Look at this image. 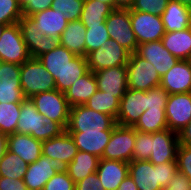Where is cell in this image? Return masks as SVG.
Returning <instances> with one entry per match:
<instances>
[{"instance_id": "6da1fadb", "label": "cell", "mask_w": 191, "mask_h": 190, "mask_svg": "<svg viewBox=\"0 0 191 190\" xmlns=\"http://www.w3.org/2000/svg\"><path fill=\"white\" fill-rule=\"evenodd\" d=\"M177 172V161L163 164H152L149 160L129 162V175L138 190H165Z\"/></svg>"}, {"instance_id": "7a4b0ae2", "label": "cell", "mask_w": 191, "mask_h": 190, "mask_svg": "<svg viewBox=\"0 0 191 190\" xmlns=\"http://www.w3.org/2000/svg\"><path fill=\"white\" fill-rule=\"evenodd\" d=\"M63 131L57 122L39 113L29 98L21 103L16 133L28 134L43 142L59 136Z\"/></svg>"}, {"instance_id": "3957f363", "label": "cell", "mask_w": 191, "mask_h": 190, "mask_svg": "<svg viewBox=\"0 0 191 190\" xmlns=\"http://www.w3.org/2000/svg\"><path fill=\"white\" fill-rule=\"evenodd\" d=\"M116 119L105 113H100L86 107L77 105L70 107L68 132H99L113 130Z\"/></svg>"}, {"instance_id": "277c9868", "label": "cell", "mask_w": 191, "mask_h": 190, "mask_svg": "<svg viewBox=\"0 0 191 190\" xmlns=\"http://www.w3.org/2000/svg\"><path fill=\"white\" fill-rule=\"evenodd\" d=\"M20 80L26 98L56 89L54 78L37 58L30 57L21 65Z\"/></svg>"}, {"instance_id": "5b68a950", "label": "cell", "mask_w": 191, "mask_h": 190, "mask_svg": "<svg viewBox=\"0 0 191 190\" xmlns=\"http://www.w3.org/2000/svg\"><path fill=\"white\" fill-rule=\"evenodd\" d=\"M29 99L35 104L39 113L57 122L64 130L67 129L70 105L65 97V93L54 89L34 94Z\"/></svg>"}, {"instance_id": "8992f818", "label": "cell", "mask_w": 191, "mask_h": 190, "mask_svg": "<svg viewBox=\"0 0 191 190\" xmlns=\"http://www.w3.org/2000/svg\"><path fill=\"white\" fill-rule=\"evenodd\" d=\"M105 25L110 39L115 40L131 54L136 52L138 42L131 27L129 9H114L106 18Z\"/></svg>"}, {"instance_id": "52a82bcc", "label": "cell", "mask_w": 191, "mask_h": 190, "mask_svg": "<svg viewBox=\"0 0 191 190\" xmlns=\"http://www.w3.org/2000/svg\"><path fill=\"white\" fill-rule=\"evenodd\" d=\"M126 66L128 89L148 91L160 86L161 77L155 67L136 53L130 55Z\"/></svg>"}, {"instance_id": "ba28073f", "label": "cell", "mask_w": 191, "mask_h": 190, "mask_svg": "<svg viewBox=\"0 0 191 190\" xmlns=\"http://www.w3.org/2000/svg\"><path fill=\"white\" fill-rule=\"evenodd\" d=\"M30 57L19 24L6 26L0 38V60L22 65Z\"/></svg>"}, {"instance_id": "9c48e42d", "label": "cell", "mask_w": 191, "mask_h": 190, "mask_svg": "<svg viewBox=\"0 0 191 190\" xmlns=\"http://www.w3.org/2000/svg\"><path fill=\"white\" fill-rule=\"evenodd\" d=\"M130 55L131 53L115 40L109 39L105 46L95 49L86 57L89 70L97 72L105 68L126 66Z\"/></svg>"}, {"instance_id": "30bf717a", "label": "cell", "mask_w": 191, "mask_h": 190, "mask_svg": "<svg viewBox=\"0 0 191 190\" xmlns=\"http://www.w3.org/2000/svg\"><path fill=\"white\" fill-rule=\"evenodd\" d=\"M135 145V129L116 125L108 144L106 145L102 159L131 162Z\"/></svg>"}, {"instance_id": "8fae6325", "label": "cell", "mask_w": 191, "mask_h": 190, "mask_svg": "<svg viewBox=\"0 0 191 190\" xmlns=\"http://www.w3.org/2000/svg\"><path fill=\"white\" fill-rule=\"evenodd\" d=\"M67 165L60 159H50L41 155L30 163L23 178L28 190H43L46 182L57 172L66 171Z\"/></svg>"}, {"instance_id": "7c38bea8", "label": "cell", "mask_w": 191, "mask_h": 190, "mask_svg": "<svg viewBox=\"0 0 191 190\" xmlns=\"http://www.w3.org/2000/svg\"><path fill=\"white\" fill-rule=\"evenodd\" d=\"M130 19L138 45L145 42L159 41L165 34L160 15L141 11H130Z\"/></svg>"}, {"instance_id": "4fadbf2b", "label": "cell", "mask_w": 191, "mask_h": 190, "mask_svg": "<svg viewBox=\"0 0 191 190\" xmlns=\"http://www.w3.org/2000/svg\"><path fill=\"white\" fill-rule=\"evenodd\" d=\"M147 110L146 91L128 89L120 100L116 124L134 127Z\"/></svg>"}, {"instance_id": "5bb4252c", "label": "cell", "mask_w": 191, "mask_h": 190, "mask_svg": "<svg viewBox=\"0 0 191 190\" xmlns=\"http://www.w3.org/2000/svg\"><path fill=\"white\" fill-rule=\"evenodd\" d=\"M178 146V133L170 129L150 133L151 156L149 161L152 164L176 161Z\"/></svg>"}, {"instance_id": "9a60e30c", "label": "cell", "mask_w": 191, "mask_h": 190, "mask_svg": "<svg viewBox=\"0 0 191 190\" xmlns=\"http://www.w3.org/2000/svg\"><path fill=\"white\" fill-rule=\"evenodd\" d=\"M18 24L31 57L37 58L60 45V39L38 32L35 23L29 17L22 16Z\"/></svg>"}, {"instance_id": "2e32d148", "label": "cell", "mask_w": 191, "mask_h": 190, "mask_svg": "<svg viewBox=\"0 0 191 190\" xmlns=\"http://www.w3.org/2000/svg\"><path fill=\"white\" fill-rule=\"evenodd\" d=\"M165 115L168 129L178 133L191 121V92L170 94Z\"/></svg>"}, {"instance_id": "e0dca14e", "label": "cell", "mask_w": 191, "mask_h": 190, "mask_svg": "<svg viewBox=\"0 0 191 190\" xmlns=\"http://www.w3.org/2000/svg\"><path fill=\"white\" fill-rule=\"evenodd\" d=\"M0 78V103H22L26 97L21 89V65L2 63Z\"/></svg>"}, {"instance_id": "ac0fdd59", "label": "cell", "mask_w": 191, "mask_h": 190, "mask_svg": "<svg viewBox=\"0 0 191 190\" xmlns=\"http://www.w3.org/2000/svg\"><path fill=\"white\" fill-rule=\"evenodd\" d=\"M135 53L151 63L161 78L179 61L163 46L161 40L141 43Z\"/></svg>"}, {"instance_id": "d6986e66", "label": "cell", "mask_w": 191, "mask_h": 190, "mask_svg": "<svg viewBox=\"0 0 191 190\" xmlns=\"http://www.w3.org/2000/svg\"><path fill=\"white\" fill-rule=\"evenodd\" d=\"M97 90L114 95L119 101L128 90L127 66L105 68L94 72Z\"/></svg>"}, {"instance_id": "ffe728a7", "label": "cell", "mask_w": 191, "mask_h": 190, "mask_svg": "<svg viewBox=\"0 0 191 190\" xmlns=\"http://www.w3.org/2000/svg\"><path fill=\"white\" fill-rule=\"evenodd\" d=\"M76 55L59 45L57 48L37 57L40 63L52 75L56 89L64 93V70Z\"/></svg>"}, {"instance_id": "44dd1931", "label": "cell", "mask_w": 191, "mask_h": 190, "mask_svg": "<svg viewBox=\"0 0 191 190\" xmlns=\"http://www.w3.org/2000/svg\"><path fill=\"white\" fill-rule=\"evenodd\" d=\"M162 88H165L169 95L191 92V61L179 60L161 78Z\"/></svg>"}, {"instance_id": "7402d4cb", "label": "cell", "mask_w": 191, "mask_h": 190, "mask_svg": "<svg viewBox=\"0 0 191 190\" xmlns=\"http://www.w3.org/2000/svg\"><path fill=\"white\" fill-rule=\"evenodd\" d=\"M78 148L67 130L59 136L42 142V155L50 159H60L68 165L77 154Z\"/></svg>"}, {"instance_id": "603a6c76", "label": "cell", "mask_w": 191, "mask_h": 190, "mask_svg": "<svg viewBox=\"0 0 191 190\" xmlns=\"http://www.w3.org/2000/svg\"><path fill=\"white\" fill-rule=\"evenodd\" d=\"M7 150L30 164L41 157L42 142L28 134L14 133L8 135Z\"/></svg>"}, {"instance_id": "cb8c5ba5", "label": "cell", "mask_w": 191, "mask_h": 190, "mask_svg": "<svg viewBox=\"0 0 191 190\" xmlns=\"http://www.w3.org/2000/svg\"><path fill=\"white\" fill-rule=\"evenodd\" d=\"M29 18L35 23L38 32L56 39H60L68 24L64 14L52 8L36 12Z\"/></svg>"}, {"instance_id": "d4e9b609", "label": "cell", "mask_w": 191, "mask_h": 190, "mask_svg": "<svg viewBox=\"0 0 191 190\" xmlns=\"http://www.w3.org/2000/svg\"><path fill=\"white\" fill-rule=\"evenodd\" d=\"M96 173L105 190H117L129 174V163L100 158Z\"/></svg>"}, {"instance_id": "484cf974", "label": "cell", "mask_w": 191, "mask_h": 190, "mask_svg": "<svg viewBox=\"0 0 191 190\" xmlns=\"http://www.w3.org/2000/svg\"><path fill=\"white\" fill-rule=\"evenodd\" d=\"M78 151L88 152L102 158L104 149L108 144L112 130L99 132H68Z\"/></svg>"}, {"instance_id": "4316f807", "label": "cell", "mask_w": 191, "mask_h": 190, "mask_svg": "<svg viewBox=\"0 0 191 190\" xmlns=\"http://www.w3.org/2000/svg\"><path fill=\"white\" fill-rule=\"evenodd\" d=\"M165 32L182 31L191 27L190 8L176 0H169L161 15Z\"/></svg>"}, {"instance_id": "83f0119b", "label": "cell", "mask_w": 191, "mask_h": 190, "mask_svg": "<svg viewBox=\"0 0 191 190\" xmlns=\"http://www.w3.org/2000/svg\"><path fill=\"white\" fill-rule=\"evenodd\" d=\"M97 91V81L94 72L89 70L85 75L75 81V83L65 93V97L70 107L85 105L86 102Z\"/></svg>"}, {"instance_id": "f1b7e54d", "label": "cell", "mask_w": 191, "mask_h": 190, "mask_svg": "<svg viewBox=\"0 0 191 190\" xmlns=\"http://www.w3.org/2000/svg\"><path fill=\"white\" fill-rule=\"evenodd\" d=\"M163 46L179 60L191 59V27L182 31L165 32Z\"/></svg>"}, {"instance_id": "f546056e", "label": "cell", "mask_w": 191, "mask_h": 190, "mask_svg": "<svg viewBox=\"0 0 191 190\" xmlns=\"http://www.w3.org/2000/svg\"><path fill=\"white\" fill-rule=\"evenodd\" d=\"M87 28L81 20L69 21L60 36V45L64 46L76 56L85 57V40Z\"/></svg>"}, {"instance_id": "4dcf8cb0", "label": "cell", "mask_w": 191, "mask_h": 190, "mask_svg": "<svg viewBox=\"0 0 191 190\" xmlns=\"http://www.w3.org/2000/svg\"><path fill=\"white\" fill-rule=\"evenodd\" d=\"M100 158L94 154L78 151L74 159L67 165L69 177L77 183L96 172Z\"/></svg>"}, {"instance_id": "1f68e13d", "label": "cell", "mask_w": 191, "mask_h": 190, "mask_svg": "<svg viewBox=\"0 0 191 190\" xmlns=\"http://www.w3.org/2000/svg\"><path fill=\"white\" fill-rule=\"evenodd\" d=\"M113 10L107 3L98 0H84L80 20L86 28H89V25H101Z\"/></svg>"}, {"instance_id": "d6a6232c", "label": "cell", "mask_w": 191, "mask_h": 190, "mask_svg": "<svg viewBox=\"0 0 191 190\" xmlns=\"http://www.w3.org/2000/svg\"><path fill=\"white\" fill-rule=\"evenodd\" d=\"M135 130L146 133H154L168 129L165 109H148L139 118L133 127Z\"/></svg>"}, {"instance_id": "836d02e7", "label": "cell", "mask_w": 191, "mask_h": 190, "mask_svg": "<svg viewBox=\"0 0 191 190\" xmlns=\"http://www.w3.org/2000/svg\"><path fill=\"white\" fill-rule=\"evenodd\" d=\"M119 105L120 101L114 95H109L101 90H97L85 104L86 107L110 115L115 119L117 118Z\"/></svg>"}, {"instance_id": "e575fe53", "label": "cell", "mask_w": 191, "mask_h": 190, "mask_svg": "<svg viewBox=\"0 0 191 190\" xmlns=\"http://www.w3.org/2000/svg\"><path fill=\"white\" fill-rule=\"evenodd\" d=\"M28 165L19 156L7 150L0 159V176L23 179Z\"/></svg>"}, {"instance_id": "d590c367", "label": "cell", "mask_w": 191, "mask_h": 190, "mask_svg": "<svg viewBox=\"0 0 191 190\" xmlns=\"http://www.w3.org/2000/svg\"><path fill=\"white\" fill-rule=\"evenodd\" d=\"M21 103H0V132L8 135L16 133Z\"/></svg>"}, {"instance_id": "8d00e7d4", "label": "cell", "mask_w": 191, "mask_h": 190, "mask_svg": "<svg viewBox=\"0 0 191 190\" xmlns=\"http://www.w3.org/2000/svg\"><path fill=\"white\" fill-rule=\"evenodd\" d=\"M85 37V57L95 49L105 46L110 39L105 22L101 25H89Z\"/></svg>"}, {"instance_id": "74e56055", "label": "cell", "mask_w": 191, "mask_h": 190, "mask_svg": "<svg viewBox=\"0 0 191 190\" xmlns=\"http://www.w3.org/2000/svg\"><path fill=\"white\" fill-rule=\"evenodd\" d=\"M89 71L87 57L75 56L64 70V93Z\"/></svg>"}, {"instance_id": "f35d334b", "label": "cell", "mask_w": 191, "mask_h": 190, "mask_svg": "<svg viewBox=\"0 0 191 190\" xmlns=\"http://www.w3.org/2000/svg\"><path fill=\"white\" fill-rule=\"evenodd\" d=\"M84 0H53L51 8L64 14L66 20L75 21L81 18Z\"/></svg>"}, {"instance_id": "ab89813d", "label": "cell", "mask_w": 191, "mask_h": 190, "mask_svg": "<svg viewBox=\"0 0 191 190\" xmlns=\"http://www.w3.org/2000/svg\"><path fill=\"white\" fill-rule=\"evenodd\" d=\"M23 16L17 0H0V24L12 25Z\"/></svg>"}, {"instance_id": "60d3db41", "label": "cell", "mask_w": 191, "mask_h": 190, "mask_svg": "<svg viewBox=\"0 0 191 190\" xmlns=\"http://www.w3.org/2000/svg\"><path fill=\"white\" fill-rule=\"evenodd\" d=\"M150 151V133L135 130V145L133 149L132 160H149Z\"/></svg>"}, {"instance_id": "b9f144b4", "label": "cell", "mask_w": 191, "mask_h": 190, "mask_svg": "<svg viewBox=\"0 0 191 190\" xmlns=\"http://www.w3.org/2000/svg\"><path fill=\"white\" fill-rule=\"evenodd\" d=\"M169 0H135L130 11H141L154 15H162Z\"/></svg>"}, {"instance_id": "7bdbcfd3", "label": "cell", "mask_w": 191, "mask_h": 190, "mask_svg": "<svg viewBox=\"0 0 191 190\" xmlns=\"http://www.w3.org/2000/svg\"><path fill=\"white\" fill-rule=\"evenodd\" d=\"M43 190H75V183L67 171H60L46 182Z\"/></svg>"}, {"instance_id": "ee69618b", "label": "cell", "mask_w": 191, "mask_h": 190, "mask_svg": "<svg viewBox=\"0 0 191 190\" xmlns=\"http://www.w3.org/2000/svg\"><path fill=\"white\" fill-rule=\"evenodd\" d=\"M146 95H147V110L166 108L169 93L165 88H162L161 86L151 88L148 91H146Z\"/></svg>"}, {"instance_id": "f6af8a7d", "label": "cell", "mask_w": 191, "mask_h": 190, "mask_svg": "<svg viewBox=\"0 0 191 190\" xmlns=\"http://www.w3.org/2000/svg\"><path fill=\"white\" fill-rule=\"evenodd\" d=\"M176 161L178 171L191 180V147L179 144Z\"/></svg>"}, {"instance_id": "bcb514c9", "label": "cell", "mask_w": 191, "mask_h": 190, "mask_svg": "<svg viewBox=\"0 0 191 190\" xmlns=\"http://www.w3.org/2000/svg\"><path fill=\"white\" fill-rule=\"evenodd\" d=\"M75 190H105L99 180L97 173L88 175L83 180L75 183Z\"/></svg>"}, {"instance_id": "7dc6e473", "label": "cell", "mask_w": 191, "mask_h": 190, "mask_svg": "<svg viewBox=\"0 0 191 190\" xmlns=\"http://www.w3.org/2000/svg\"><path fill=\"white\" fill-rule=\"evenodd\" d=\"M165 190H191V180L179 171L168 183Z\"/></svg>"}, {"instance_id": "c3c4849f", "label": "cell", "mask_w": 191, "mask_h": 190, "mask_svg": "<svg viewBox=\"0 0 191 190\" xmlns=\"http://www.w3.org/2000/svg\"><path fill=\"white\" fill-rule=\"evenodd\" d=\"M0 190H28L23 179L0 176Z\"/></svg>"}, {"instance_id": "681fc988", "label": "cell", "mask_w": 191, "mask_h": 190, "mask_svg": "<svg viewBox=\"0 0 191 190\" xmlns=\"http://www.w3.org/2000/svg\"><path fill=\"white\" fill-rule=\"evenodd\" d=\"M53 0H34V5H27L23 10V16L30 17L36 12L51 8Z\"/></svg>"}, {"instance_id": "f907efd6", "label": "cell", "mask_w": 191, "mask_h": 190, "mask_svg": "<svg viewBox=\"0 0 191 190\" xmlns=\"http://www.w3.org/2000/svg\"><path fill=\"white\" fill-rule=\"evenodd\" d=\"M179 144L191 147V121L178 132Z\"/></svg>"}, {"instance_id": "816d5d0a", "label": "cell", "mask_w": 191, "mask_h": 190, "mask_svg": "<svg viewBox=\"0 0 191 190\" xmlns=\"http://www.w3.org/2000/svg\"><path fill=\"white\" fill-rule=\"evenodd\" d=\"M117 190H138V188L132 177L128 174L118 186Z\"/></svg>"}, {"instance_id": "f5cc1de1", "label": "cell", "mask_w": 191, "mask_h": 190, "mask_svg": "<svg viewBox=\"0 0 191 190\" xmlns=\"http://www.w3.org/2000/svg\"><path fill=\"white\" fill-rule=\"evenodd\" d=\"M135 0H115V9H131Z\"/></svg>"}, {"instance_id": "db71d44e", "label": "cell", "mask_w": 191, "mask_h": 190, "mask_svg": "<svg viewBox=\"0 0 191 190\" xmlns=\"http://www.w3.org/2000/svg\"><path fill=\"white\" fill-rule=\"evenodd\" d=\"M8 136L0 132V159L7 151Z\"/></svg>"}, {"instance_id": "11a10c76", "label": "cell", "mask_w": 191, "mask_h": 190, "mask_svg": "<svg viewBox=\"0 0 191 190\" xmlns=\"http://www.w3.org/2000/svg\"><path fill=\"white\" fill-rule=\"evenodd\" d=\"M20 8L23 10L27 5H34V0H17Z\"/></svg>"}, {"instance_id": "9f6ffc18", "label": "cell", "mask_w": 191, "mask_h": 190, "mask_svg": "<svg viewBox=\"0 0 191 190\" xmlns=\"http://www.w3.org/2000/svg\"><path fill=\"white\" fill-rule=\"evenodd\" d=\"M104 3L109 4L113 9H115V0H98Z\"/></svg>"}, {"instance_id": "6f0895ef", "label": "cell", "mask_w": 191, "mask_h": 190, "mask_svg": "<svg viewBox=\"0 0 191 190\" xmlns=\"http://www.w3.org/2000/svg\"><path fill=\"white\" fill-rule=\"evenodd\" d=\"M179 1L181 4H184L187 7H191V0H176Z\"/></svg>"}, {"instance_id": "680465c9", "label": "cell", "mask_w": 191, "mask_h": 190, "mask_svg": "<svg viewBox=\"0 0 191 190\" xmlns=\"http://www.w3.org/2000/svg\"><path fill=\"white\" fill-rule=\"evenodd\" d=\"M6 26L7 25H5V24H0V38H1L2 32H3V30L5 29Z\"/></svg>"}, {"instance_id": "91938a15", "label": "cell", "mask_w": 191, "mask_h": 190, "mask_svg": "<svg viewBox=\"0 0 191 190\" xmlns=\"http://www.w3.org/2000/svg\"><path fill=\"white\" fill-rule=\"evenodd\" d=\"M2 63L3 62L0 60V78H1V73H2V70H1Z\"/></svg>"}]
</instances>
